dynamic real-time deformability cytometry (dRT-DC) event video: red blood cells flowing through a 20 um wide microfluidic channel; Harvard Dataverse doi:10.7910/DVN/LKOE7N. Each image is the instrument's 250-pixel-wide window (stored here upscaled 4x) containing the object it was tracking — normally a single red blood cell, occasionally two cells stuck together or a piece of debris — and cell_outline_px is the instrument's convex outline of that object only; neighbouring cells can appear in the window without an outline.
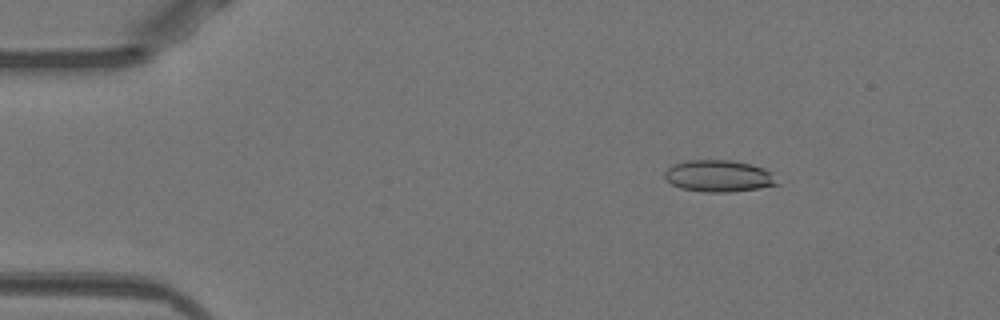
{"species": "Egyptian fruit bat (a non-hibernating species)", "species_latin": "Rousettus aegyptiacus", "temperature_condition": "warm", "stored_images_in_passage": 47, "camera_frame_rate_fps": 3000, "um_per_image_px": 0.085, "animal": {"sex": "female"}, "frame": {"image": 1, "passage_image": 3, "time_ms": 0.667, "image_size_px": [1000, 320], "cell_outline_px": [[780, 184], [760, 188], [732, 192], [704, 192], [680, 188], [664, 180], [664, 172], [668, 168], [676, 164], [688, 160], [732, 160], [752, 164], [764, 168]], "centroid_in_image_um": [61.06, 14.97], "position_along_channel_um": 23.9, "area_um2": 20.81}}
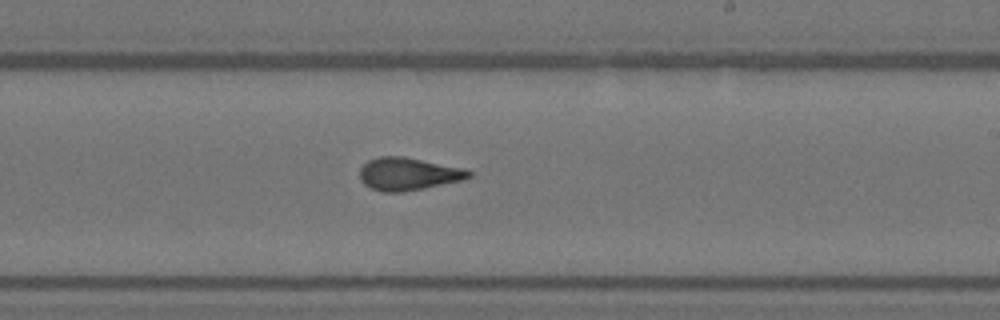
{"frame": {"image": 2, "passage_image": 26, "time_ms": 8.333, "image_size_px": [1000, 320], "cell_outline_px": [[472, 176], [464, 180], [424, 188], [400, 192], [384, 192], [372, 188], [364, 184], [360, 180], [360, 168], [368, 160], [380, 156], [404, 156], [464, 168], [472, 172]], "centroid_in_image_um": [34.71, 14.78], "position_along_channel_um": 254.3, "area_um2": 20.81}}
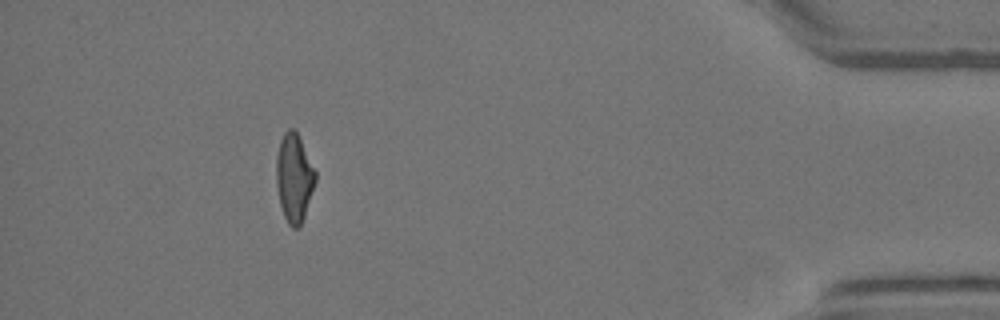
{"frame": {"image": 3, "passage_image": 42, "time_ms": 13.667, "image_size_px": [1000, 320], "cell_outline_px": [[316, 180], [300, 228], [292, 228], [288, 224], [284, 216], [280, 204], [276, 184], [276, 156], [280, 140], [284, 132], [288, 128], [292, 128], [296, 132], [316, 172]], "centroid_in_image_um": [24.98, 15.13], "position_along_channel_um": 410.2, "area_um2": 19.94}, "authors_computed_cell_mechanics": {"area_um2": 20.4034, "velocity_mm_per_s": 3.9788, "shape_relaxation_time_tau1_ms": null, "shape_relaxation_time_tau2_ms": 1.307, "deformation_change_tau1": null, "deformation_change_tau2": 0.0837}}